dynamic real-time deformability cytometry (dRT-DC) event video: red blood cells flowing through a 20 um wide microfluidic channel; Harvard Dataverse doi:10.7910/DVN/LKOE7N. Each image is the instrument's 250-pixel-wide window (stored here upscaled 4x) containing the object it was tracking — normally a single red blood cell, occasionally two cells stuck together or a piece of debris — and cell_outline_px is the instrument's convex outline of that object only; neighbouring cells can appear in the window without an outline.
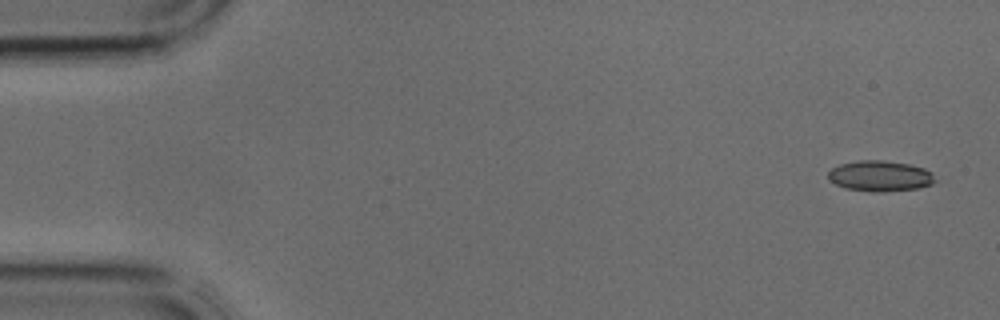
{"species": "common noctule bat (a hibernating species)", "species_latin": "Nyctalus noctula", "temperature_condition": "cold", "stored_images_in_passage": 3, "camera_frame_rate_fps": 3000, "um_per_image_px": 0.085, "animal": {"sex": "male", "body_mass_g": 17.9, "forearm_length_mm": 54.2}, "frame": {"image": 1, "passage_image": 1, "time_ms": 0.0, "image_size_px": [1000, 320], "cell_outline_px": [[936, 180], [932, 184], [916, 188], [884, 192], [872, 192], [844, 188], [828, 180], [828, 172], [832, 168], [840, 164], [860, 160], [884, 160], [908, 164], [924, 168], [932, 172]], "centroid_in_image_um": [74.79, 14.96], "position_along_channel_um": 10.2, "area_um2": 19.19}}